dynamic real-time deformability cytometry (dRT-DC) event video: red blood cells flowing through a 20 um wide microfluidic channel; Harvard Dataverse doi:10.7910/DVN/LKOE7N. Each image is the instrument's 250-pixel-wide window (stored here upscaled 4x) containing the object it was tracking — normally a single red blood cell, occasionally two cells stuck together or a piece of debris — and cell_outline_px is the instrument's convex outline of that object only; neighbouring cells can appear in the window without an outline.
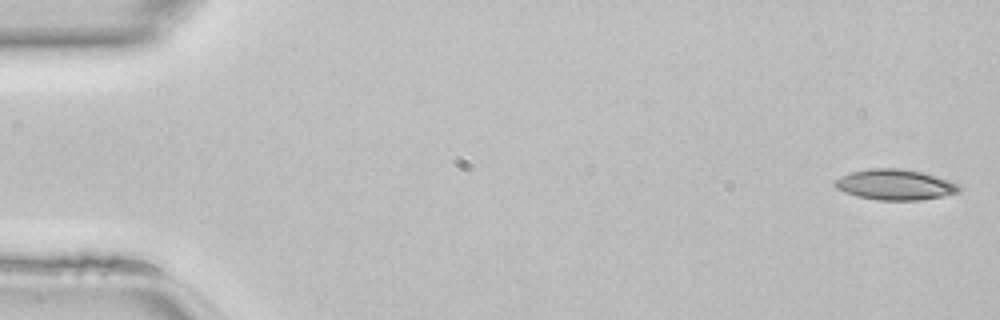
{"species": "common noctule bat (a hibernating species)", "species_latin": "Nyctalus noctula", "temperature_condition": "room temperature", "stored_images_in_passage": 46, "camera_frame_rate_fps": 3000, "um_per_image_px": 0.085, "animal": {"sex": "female", "body_mass_g": 22.7, "forearm_length_mm": 54.2}, "frame": {"image": 1, "passage_image": 1, "time_ms": 0.0, "image_size_px": [1000, 320], "cell_outline_px": [[964, 188], [960, 192], [940, 196], [916, 200], [876, 200], [856, 196], [844, 192], [836, 188], [832, 184], [840, 176], [852, 172], [868, 168], [896, 168], [920, 172], [936, 176], [948, 180]], "centroid_in_image_um": [76.04, 15.7], "position_along_channel_um": 9.0, "area_um2": 22.02}}
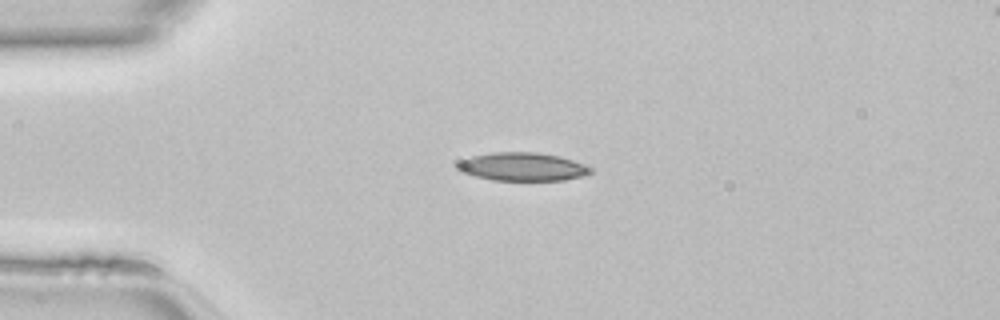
{"frame": {"image": 2, "passage_image": 11, "time_ms": 3.333, "image_size_px": [1000, 320], "cell_outline_px": [[592, 172], [584, 176], [564, 180], [492, 180], [460, 172], [456, 168], [456, 164], [468, 156], [492, 152], [540, 152], [560, 156], [584, 164], [592, 168]], "centroid_in_image_um": [44.39, 14.16], "position_along_channel_um": 40.6, "area_um2": 22.14}}
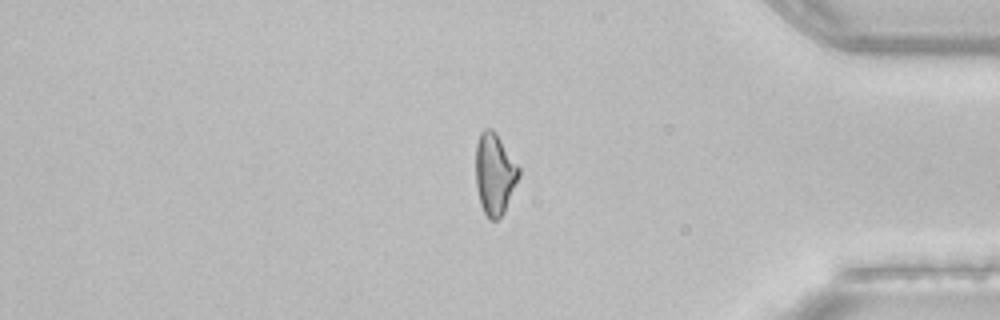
{"frame": {"image": 3, "passage_image": 39, "time_ms": 12.667, "image_size_px": [1000, 320], "cell_outline_px": [[520, 176], [504, 212], [496, 220], [488, 220], [480, 204], [476, 188], [476, 144], [480, 132], [484, 128], [492, 128], [496, 132], [520, 168]], "centroid_in_image_um": [42.04, 14.77], "position_along_channel_um": 393.2, "area_um2": 20.63}}